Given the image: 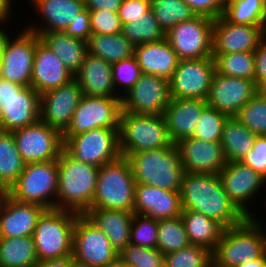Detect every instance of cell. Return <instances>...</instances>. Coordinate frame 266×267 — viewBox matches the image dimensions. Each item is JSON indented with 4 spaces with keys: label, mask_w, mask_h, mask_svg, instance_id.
Listing matches in <instances>:
<instances>
[{
    "label": "cell",
    "mask_w": 266,
    "mask_h": 267,
    "mask_svg": "<svg viewBox=\"0 0 266 267\" xmlns=\"http://www.w3.org/2000/svg\"><path fill=\"white\" fill-rule=\"evenodd\" d=\"M179 192L182 210L202 213L225 228L248 218L224 191L219 175L184 172Z\"/></svg>",
    "instance_id": "cell-1"
},
{
    "label": "cell",
    "mask_w": 266,
    "mask_h": 267,
    "mask_svg": "<svg viewBox=\"0 0 266 267\" xmlns=\"http://www.w3.org/2000/svg\"><path fill=\"white\" fill-rule=\"evenodd\" d=\"M58 162L56 209L85 214L96 191L99 167L79 162L64 149Z\"/></svg>",
    "instance_id": "cell-2"
},
{
    "label": "cell",
    "mask_w": 266,
    "mask_h": 267,
    "mask_svg": "<svg viewBox=\"0 0 266 267\" xmlns=\"http://www.w3.org/2000/svg\"><path fill=\"white\" fill-rule=\"evenodd\" d=\"M125 158L136 183L180 191L184 169L174 143L169 147L131 153Z\"/></svg>",
    "instance_id": "cell-3"
},
{
    "label": "cell",
    "mask_w": 266,
    "mask_h": 267,
    "mask_svg": "<svg viewBox=\"0 0 266 267\" xmlns=\"http://www.w3.org/2000/svg\"><path fill=\"white\" fill-rule=\"evenodd\" d=\"M261 222L256 217H248L240 225L225 228L212 253L213 262L219 267H238L248 260L263 257L266 254V230Z\"/></svg>",
    "instance_id": "cell-4"
},
{
    "label": "cell",
    "mask_w": 266,
    "mask_h": 267,
    "mask_svg": "<svg viewBox=\"0 0 266 267\" xmlns=\"http://www.w3.org/2000/svg\"><path fill=\"white\" fill-rule=\"evenodd\" d=\"M135 186V178L125 157L102 165L90 209L133 211Z\"/></svg>",
    "instance_id": "cell-5"
},
{
    "label": "cell",
    "mask_w": 266,
    "mask_h": 267,
    "mask_svg": "<svg viewBox=\"0 0 266 267\" xmlns=\"http://www.w3.org/2000/svg\"><path fill=\"white\" fill-rule=\"evenodd\" d=\"M78 215L61 209H46L42 213L33 233L39 261L72 255L73 230Z\"/></svg>",
    "instance_id": "cell-6"
},
{
    "label": "cell",
    "mask_w": 266,
    "mask_h": 267,
    "mask_svg": "<svg viewBox=\"0 0 266 267\" xmlns=\"http://www.w3.org/2000/svg\"><path fill=\"white\" fill-rule=\"evenodd\" d=\"M118 137L122 157L173 144L163 115L121 112Z\"/></svg>",
    "instance_id": "cell-7"
},
{
    "label": "cell",
    "mask_w": 266,
    "mask_h": 267,
    "mask_svg": "<svg viewBox=\"0 0 266 267\" xmlns=\"http://www.w3.org/2000/svg\"><path fill=\"white\" fill-rule=\"evenodd\" d=\"M58 162L27 163L17 181L6 192L14 200L56 209Z\"/></svg>",
    "instance_id": "cell-8"
},
{
    "label": "cell",
    "mask_w": 266,
    "mask_h": 267,
    "mask_svg": "<svg viewBox=\"0 0 266 267\" xmlns=\"http://www.w3.org/2000/svg\"><path fill=\"white\" fill-rule=\"evenodd\" d=\"M40 120V94L0 77V131L33 125Z\"/></svg>",
    "instance_id": "cell-9"
},
{
    "label": "cell",
    "mask_w": 266,
    "mask_h": 267,
    "mask_svg": "<svg viewBox=\"0 0 266 267\" xmlns=\"http://www.w3.org/2000/svg\"><path fill=\"white\" fill-rule=\"evenodd\" d=\"M118 130L99 127L71 138H62L63 149L79 162L101 167L121 156Z\"/></svg>",
    "instance_id": "cell-10"
},
{
    "label": "cell",
    "mask_w": 266,
    "mask_h": 267,
    "mask_svg": "<svg viewBox=\"0 0 266 267\" xmlns=\"http://www.w3.org/2000/svg\"><path fill=\"white\" fill-rule=\"evenodd\" d=\"M72 255L79 267H105L119 253L103 231L85 214H79L73 230Z\"/></svg>",
    "instance_id": "cell-11"
},
{
    "label": "cell",
    "mask_w": 266,
    "mask_h": 267,
    "mask_svg": "<svg viewBox=\"0 0 266 267\" xmlns=\"http://www.w3.org/2000/svg\"><path fill=\"white\" fill-rule=\"evenodd\" d=\"M214 20L196 15L170 29L165 38L180 60L213 57Z\"/></svg>",
    "instance_id": "cell-12"
},
{
    "label": "cell",
    "mask_w": 266,
    "mask_h": 267,
    "mask_svg": "<svg viewBox=\"0 0 266 267\" xmlns=\"http://www.w3.org/2000/svg\"><path fill=\"white\" fill-rule=\"evenodd\" d=\"M121 112V98L83 95L62 138H71L99 127L119 129Z\"/></svg>",
    "instance_id": "cell-13"
},
{
    "label": "cell",
    "mask_w": 266,
    "mask_h": 267,
    "mask_svg": "<svg viewBox=\"0 0 266 267\" xmlns=\"http://www.w3.org/2000/svg\"><path fill=\"white\" fill-rule=\"evenodd\" d=\"M13 38L7 40L0 56V77L22 86H30L34 53L40 36L24 28Z\"/></svg>",
    "instance_id": "cell-14"
},
{
    "label": "cell",
    "mask_w": 266,
    "mask_h": 267,
    "mask_svg": "<svg viewBox=\"0 0 266 267\" xmlns=\"http://www.w3.org/2000/svg\"><path fill=\"white\" fill-rule=\"evenodd\" d=\"M215 72L213 57L179 60L169 80L170 97L206 100Z\"/></svg>",
    "instance_id": "cell-15"
},
{
    "label": "cell",
    "mask_w": 266,
    "mask_h": 267,
    "mask_svg": "<svg viewBox=\"0 0 266 267\" xmlns=\"http://www.w3.org/2000/svg\"><path fill=\"white\" fill-rule=\"evenodd\" d=\"M12 133L26 164L57 160L64 148L62 134L40 120Z\"/></svg>",
    "instance_id": "cell-16"
},
{
    "label": "cell",
    "mask_w": 266,
    "mask_h": 267,
    "mask_svg": "<svg viewBox=\"0 0 266 267\" xmlns=\"http://www.w3.org/2000/svg\"><path fill=\"white\" fill-rule=\"evenodd\" d=\"M170 100L169 80L141 73L134 86L121 97L122 112L163 115Z\"/></svg>",
    "instance_id": "cell-17"
},
{
    "label": "cell",
    "mask_w": 266,
    "mask_h": 267,
    "mask_svg": "<svg viewBox=\"0 0 266 267\" xmlns=\"http://www.w3.org/2000/svg\"><path fill=\"white\" fill-rule=\"evenodd\" d=\"M82 96V90L75 80L44 92L40 95V121L63 134Z\"/></svg>",
    "instance_id": "cell-18"
},
{
    "label": "cell",
    "mask_w": 266,
    "mask_h": 267,
    "mask_svg": "<svg viewBox=\"0 0 266 267\" xmlns=\"http://www.w3.org/2000/svg\"><path fill=\"white\" fill-rule=\"evenodd\" d=\"M266 38V26L228 22L223 16L213 23V54L254 52Z\"/></svg>",
    "instance_id": "cell-19"
},
{
    "label": "cell",
    "mask_w": 266,
    "mask_h": 267,
    "mask_svg": "<svg viewBox=\"0 0 266 267\" xmlns=\"http://www.w3.org/2000/svg\"><path fill=\"white\" fill-rule=\"evenodd\" d=\"M184 172L218 175L227 160L221 141H203L187 137L175 143Z\"/></svg>",
    "instance_id": "cell-20"
},
{
    "label": "cell",
    "mask_w": 266,
    "mask_h": 267,
    "mask_svg": "<svg viewBox=\"0 0 266 267\" xmlns=\"http://www.w3.org/2000/svg\"><path fill=\"white\" fill-rule=\"evenodd\" d=\"M218 175L229 198L246 216L255 217L248 204L266 185V179L242 162H227Z\"/></svg>",
    "instance_id": "cell-21"
},
{
    "label": "cell",
    "mask_w": 266,
    "mask_h": 267,
    "mask_svg": "<svg viewBox=\"0 0 266 267\" xmlns=\"http://www.w3.org/2000/svg\"><path fill=\"white\" fill-rule=\"evenodd\" d=\"M256 93L255 81L215 72L206 102L208 106L231 117L235 116Z\"/></svg>",
    "instance_id": "cell-22"
},
{
    "label": "cell",
    "mask_w": 266,
    "mask_h": 267,
    "mask_svg": "<svg viewBox=\"0 0 266 267\" xmlns=\"http://www.w3.org/2000/svg\"><path fill=\"white\" fill-rule=\"evenodd\" d=\"M45 210L39 204L16 201L5 192L0 200V238L33 236Z\"/></svg>",
    "instance_id": "cell-23"
},
{
    "label": "cell",
    "mask_w": 266,
    "mask_h": 267,
    "mask_svg": "<svg viewBox=\"0 0 266 267\" xmlns=\"http://www.w3.org/2000/svg\"><path fill=\"white\" fill-rule=\"evenodd\" d=\"M133 212L157 221L180 216V192L136 183Z\"/></svg>",
    "instance_id": "cell-24"
},
{
    "label": "cell",
    "mask_w": 266,
    "mask_h": 267,
    "mask_svg": "<svg viewBox=\"0 0 266 267\" xmlns=\"http://www.w3.org/2000/svg\"><path fill=\"white\" fill-rule=\"evenodd\" d=\"M74 80V75L61 60L40 40L33 59L30 86L40 95Z\"/></svg>",
    "instance_id": "cell-25"
},
{
    "label": "cell",
    "mask_w": 266,
    "mask_h": 267,
    "mask_svg": "<svg viewBox=\"0 0 266 267\" xmlns=\"http://www.w3.org/2000/svg\"><path fill=\"white\" fill-rule=\"evenodd\" d=\"M36 9L40 25L31 24L26 29L34 33L61 32L85 10L84 0H29ZM45 24V25H44ZM32 26V27H31ZM38 27V28H37Z\"/></svg>",
    "instance_id": "cell-26"
},
{
    "label": "cell",
    "mask_w": 266,
    "mask_h": 267,
    "mask_svg": "<svg viewBox=\"0 0 266 267\" xmlns=\"http://www.w3.org/2000/svg\"><path fill=\"white\" fill-rule=\"evenodd\" d=\"M207 106L206 100L203 99L171 98L163 116L174 144L183 138L193 136L202 111Z\"/></svg>",
    "instance_id": "cell-27"
},
{
    "label": "cell",
    "mask_w": 266,
    "mask_h": 267,
    "mask_svg": "<svg viewBox=\"0 0 266 267\" xmlns=\"http://www.w3.org/2000/svg\"><path fill=\"white\" fill-rule=\"evenodd\" d=\"M74 80L85 96L121 98L114 88L112 64L99 57L87 53Z\"/></svg>",
    "instance_id": "cell-28"
},
{
    "label": "cell",
    "mask_w": 266,
    "mask_h": 267,
    "mask_svg": "<svg viewBox=\"0 0 266 267\" xmlns=\"http://www.w3.org/2000/svg\"><path fill=\"white\" fill-rule=\"evenodd\" d=\"M134 57L141 73L170 80L179 63V57L167 39L136 45Z\"/></svg>",
    "instance_id": "cell-29"
},
{
    "label": "cell",
    "mask_w": 266,
    "mask_h": 267,
    "mask_svg": "<svg viewBox=\"0 0 266 267\" xmlns=\"http://www.w3.org/2000/svg\"><path fill=\"white\" fill-rule=\"evenodd\" d=\"M133 211L89 209L85 215L108 237L111 246L120 253L130 243Z\"/></svg>",
    "instance_id": "cell-30"
},
{
    "label": "cell",
    "mask_w": 266,
    "mask_h": 267,
    "mask_svg": "<svg viewBox=\"0 0 266 267\" xmlns=\"http://www.w3.org/2000/svg\"><path fill=\"white\" fill-rule=\"evenodd\" d=\"M36 34L73 75L80 69L87 55L86 41L67 36L63 31Z\"/></svg>",
    "instance_id": "cell-31"
},
{
    "label": "cell",
    "mask_w": 266,
    "mask_h": 267,
    "mask_svg": "<svg viewBox=\"0 0 266 267\" xmlns=\"http://www.w3.org/2000/svg\"><path fill=\"white\" fill-rule=\"evenodd\" d=\"M181 217L190 243L207 248L213 253L225 227L220 222L193 210H182Z\"/></svg>",
    "instance_id": "cell-32"
},
{
    "label": "cell",
    "mask_w": 266,
    "mask_h": 267,
    "mask_svg": "<svg viewBox=\"0 0 266 267\" xmlns=\"http://www.w3.org/2000/svg\"><path fill=\"white\" fill-rule=\"evenodd\" d=\"M256 136L234 116L228 117L220 139L227 162H240L252 149Z\"/></svg>",
    "instance_id": "cell-33"
},
{
    "label": "cell",
    "mask_w": 266,
    "mask_h": 267,
    "mask_svg": "<svg viewBox=\"0 0 266 267\" xmlns=\"http://www.w3.org/2000/svg\"><path fill=\"white\" fill-rule=\"evenodd\" d=\"M134 48L122 33L91 35L87 40V53L110 64L134 56Z\"/></svg>",
    "instance_id": "cell-34"
},
{
    "label": "cell",
    "mask_w": 266,
    "mask_h": 267,
    "mask_svg": "<svg viewBox=\"0 0 266 267\" xmlns=\"http://www.w3.org/2000/svg\"><path fill=\"white\" fill-rule=\"evenodd\" d=\"M38 262L33 236L0 238V267H35Z\"/></svg>",
    "instance_id": "cell-35"
},
{
    "label": "cell",
    "mask_w": 266,
    "mask_h": 267,
    "mask_svg": "<svg viewBox=\"0 0 266 267\" xmlns=\"http://www.w3.org/2000/svg\"><path fill=\"white\" fill-rule=\"evenodd\" d=\"M12 132L0 131V187L7 192L25 167Z\"/></svg>",
    "instance_id": "cell-36"
},
{
    "label": "cell",
    "mask_w": 266,
    "mask_h": 267,
    "mask_svg": "<svg viewBox=\"0 0 266 267\" xmlns=\"http://www.w3.org/2000/svg\"><path fill=\"white\" fill-rule=\"evenodd\" d=\"M123 36L134 46L144 43L156 42L165 38L152 8L136 19L122 26Z\"/></svg>",
    "instance_id": "cell-37"
},
{
    "label": "cell",
    "mask_w": 266,
    "mask_h": 267,
    "mask_svg": "<svg viewBox=\"0 0 266 267\" xmlns=\"http://www.w3.org/2000/svg\"><path fill=\"white\" fill-rule=\"evenodd\" d=\"M223 17L233 24L266 26L261 0H225Z\"/></svg>",
    "instance_id": "cell-38"
},
{
    "label": "cell",
    "mask_w": 266,
    "mask_h": 267,
    "mask_svg": "<svg viewBox=\"0 0 266 267\" xmlns=\"http://www.w3.org/2000/svg\"><path fill=\"white\" fill-rule=\"evenodd\" d=\"M217 74L255 81L254 52L213 54Z\"/></svg>",
    "instance_id": "cell-39"
},
{
    "label": "cell",
    "mask_w": 266,
    "mask_h": 267,
    "mask_svg": "<svg viewBox=\"0 0 266 267\" xmlns=\"http://www.w3.org/2000/svg\"><path fill=\"white\" fill-rule=\"evenodd\" d=\"M191 245L181 215L158 220L156 248L165 254L178 251Z\"/></svg>",
    "instance_id": "cell-40"
},
{
    "label": "cell",
    "mask_w": 266,
    "mask_h": 267,
    "mask_svg": "<svg viewBox=\"0 0 266 267\" xmlns=\"http://www.w3.org/2000/svg\"><path fill=\"white\" fill-rule=\"evenodd\" d=\"M151 8L165 34L180 22L191 20L196 16L183 0H154Z\"/></svg>",
    "instance_id": "cell-41"
},
{
    "label": "cell",
    "mask_w": 266,
    "mask_h": 267,
    "mask_svg": "<svg viewBox=\"0 0 266 267\" xmlns=\"http://www.w3.org/2000/svg\"><path fill=\"white\" fill-rule=\"evenodd\" d=\"M234 117L252 133L266 135V98L256 93Z\"/></svg>",
    "instance_id": "cell-42"
},
{
    "label": "cell",
    "mask_w": 266,
    "mask_h": 267,
    "mask_svg": "<svg viewBox=\"0 0 266 267\" xmlns=\"http://www.w3.org/2000/svg\"><path fill=\"white\" fill-rule=\"evenodd\" d=\"M212 261L210 250L192 244L164 255V267H208Z\"/></svg>",
    "instance_id": "cell-43"
},
{
    "label": "cell",
    "mask_w": 266,
    "mask_h": 267,
    "mask_svg": "<svg viewBox=\"0 0 266 267\" xmlns=\"http://www.w3.org/2000/svg\"><path fill=\"white\" fill-rule=\"evenodd\" d=\"M229 116L207 106L199 119L193 138L203 141H220L225 121Z\"/></svg>",
    "instance_id": "cell-44"
},
{
    "label": "cell",
    "mask_w": 266,
    "mask_h": 267,
    "mask_svg": "<svg viewBox=\"0 0 266 267\" xmlns=\"http://www.w3.org/2000/svg\"><path fill=\"white\" fill-rule=\"evenodd\" d=\"M118 256L129 267H164V254L157 248L129 243Z\"/></svg>",
    "instance_id": "cell-45"
},
{
    "label": "cell",
    "mask_w": 266,
    "mask_h": 267,
    "mask_svg": "<svg viewBox=\"0 0 266 267\" xmlns=\"http://www.w3.org/2000/svg\"><path fill=\"white\" fill-rule=\"evenodd\" d=\"M141 74L140 67L134 56L112 64V76L116 93L124 96L138 81ZM120 93L123 94H119ZM122 90V91H121Z\"/></svg>",
    "instance_id": "cell-46"
},
{
    "label": "cell",
    "mask_w": 266,
    "mask_h": 267,
    "mask_svg": "<svg viewBox=\"0 0 266 267\" xmlns=\"http://www.w3.org/2000/svg\"><path fill=\"white\" fill-rule=\"evenodd\" d=\"M158 239V221L134 214L131 224L130 243L143 247L156 248Z\"/></svg>",
    "instance_id": "cell-47"
},
{
    "label": "cell",
    "mask_w": 266,
    "mask_h": 267,
    "mask_svg": "<svg viewBox=\"0 0 266 267\" xmlns=\"http://www.w3.org/2000/svg\"><path fill=\"white\" fill-rule=\"evenodd\" d=\"M91 35L122 33V22L118 13L108 10L90 11Z\"/></svg>",
    "instance_id": "cell-48"
},
{
    "label": "cell",
    "mask_w": 266,
    "mask_h": 267,
    "mask_svg": "<svg viewBox=\"0 0 266 267\" xmlns=\"http://www.w3.org/2000/svg\"><path fill=\"white\" fill-rule=\"evenodd\" d=\"M266 179V135H257L252 149L240 161Z\"/></svg>",
    "instance_id": "cell-49"
},
{
    "label": "cell",
    "mask_w": 266,
    "mask_h": 267,
    "mask_svg": "<svg viewBox=\"0 0 266 267\" xmlns=\"http://www.w3.org/2000/svg\"><path fill=\"white\" fill-rule=\"evenodd\" d=\"M196 15L209 17L213 20L223 16L225 0H183Z\"/></svg>",
    "instance_id": "cell-50"
},
{
    "label": "cell",
    "mask_w": 266,
    "mask_h": 267,
    "mask_svg": "<svg viewBox=\"0 0 266 267\" xmlns=\"http://www.w3.org/2000/svg\"><path fill=\"white\" fill-rule=\"evenodd\" d=\"M151 8V2L147 0H123L118 16L122 24L129 23V20L143 16V13Z\"/></svg>",
    "instance_id": "cell-51"
},
{
    "label": "cell",
    "mask_w": 266,
    "mask_h": 267,
    "mask_svg": "<svg viewBox=\"0 0 266 267\" xmlns=\"http://www.w3.org/2000/svg\"><path fill=\"white\" fill-rule=\"evenodd\" d=\"M63 32L67 36L87 42L88 38L91 36L90 11L85 9L79 13L77 19L74 22H71Z\"/></svg>",
    "instance_id": "cell-52"
},
{
    "label": "cell",
    "mask_w": 266,
    "mask_h": 267,
    "mask_svg": "<svg viewBox=\"0 0 266 267\" xmlns=\"http://www.w3.org/2000/svg\"><path fill=\"white\" fill-rule=\"evenodd\" d=\"M255 58V83L266 78V38L254 51Z\"/></svg>",
    "instance_id": "cell-53"
},
{
    "label": "cell",
    "mask_w": 266,
    "mask_h": 267,
    "mask_svg": "<svg viewBox=\"0 0 266 267\" xmlns=\"http://www.w3.org/2000/svg\"><path fill=\"white\" fill-rule=\"evenodd\" d=\"M85 9L89 11L108 10L118 13L123 0H84Z\"/></svg>",
    "instance_id": "cell-54"
},
{
    "label": "cell",
    "mask_w": 266,
    "mask_h": 267,
    "mask_svg": "<svg viewBox=\"0 0 266 267\" xmlns=\"http://www.w3.org/2000/svg\"><path fill=\"white\" fill-rule=\"evenodd\" d=\"M77 264L73 255L60 259L39 261L35 267H76Z\"/></svg>",
    "instance_id": "cell-55"
},
{
    "label": "cell",
    "mask_w": 266,
    "mask_h": 267,
    "mask_svg": "<svg viewBox=\"0 0 266 267\" xmlns=\"http://www.w3.org/2000/svg\"><path fill=\"white\" fill-rule=\"evenodd\" d=\"M12 0H0V26L7 24L9 17H11V12L13 3ZM4 23V24H3Z\"/></svg>",
    "instance_id": "cell-56"
},
{
    "label": "cell",
    "mask_w": 266,
    "mask_h": 267,
    "mask_svg": "<svg viewBox=\"0 0 266 267\" xmlns=\"http://www.w3.org/2000/svg\"><path fill=\"white\" fill-rule=\"evenodd\" d=\"M238 267H266V254L255 260H248L245 263H242Z\"/></svg>",
    "instance_id": "cell-57"
},
{
    "label": "cell",
    "mask_w": 266,
    "mask_h": 267,
    "mask_svg": "<svg viewBox=\"0 0 266 267\" xmlns=\"http://www.w3.org/2000/svg\"><path fill=\"white\" fill-rule=\"evenodd\" d=\"M1 28H3V26L0 27V56L3 53L7 40L10 38L9 37L10 35H8L7 32H5L4 28L3 29Z\"/></svg>",
    "instance_id": "cell-58"
},
{
    "label": "cell",
    "mask_w": 266,
    "mask_h": 267,
    "mask_svg": "<svg viewBox=\"0 0 266 267\" xmlns=\"http://www.w3.org/2000/svg\"><path fill=\"white\" fill-rule=\"evenodd\" d=\"M257 94L266 98V78L260 80L257 84Z\"/></svg>",
    "instance_id": "cell-59"
},
{
    "label": "cell",
    "mask_w": 266,
    "mask_h": 267,
    "mask_svg": "<svg viewBox=\"0 0 266 267\" xmlns=\"http://www.w3.org/2000/svg\"><path fill=\"white\" fill-rule=\"evenodd\" d=\"M105 267H129L119 256Z\"/></svg>",
    "instance_id": "cell-60"
},
{
    "label": "cell",
    "mask_w": 266,
    "mask_h": 267,
    "mask_svg": "<svg viewBox=\"0 0 266 267\" xmlns=\"http://www.w3.org/2000/svg\"><path fill=\"white\" fill-rule=\"evenodd\" d=\"M208 267H219V266L212 261Z\"/></svg>",
    "instance_id": "cell-61"
},
{
    "label": "cell",
    "mask_w": 266,
    "mask_h": 267,
    "mask_svg": "<svg viewBox=\"0 0 266 267\" xmlns=\"http://www.w3.org/2000/svg\"><path fill=\"white\" fill-rule=\"evenodd\" d=\"M4 193H5L4 190L0 187V200H1Z\"/></svg>",
    "instance_id": "cell-62"
},
{
    "label": "cell",
    "mask_w": 266,
    "mask_h": 267,
    "mask_svg": "<svg viewBox=\"0 0 266 267\" xmlns=\"http://www.w3.org/2000/svg\"><path fill=\"white\" fill-rule=\"evenodd\" d=\"M262 1V4H263V7H264V10L266 12V0H261Z\"/></svg>",
    "instance_id": "cell-63"
}]
</instances>
